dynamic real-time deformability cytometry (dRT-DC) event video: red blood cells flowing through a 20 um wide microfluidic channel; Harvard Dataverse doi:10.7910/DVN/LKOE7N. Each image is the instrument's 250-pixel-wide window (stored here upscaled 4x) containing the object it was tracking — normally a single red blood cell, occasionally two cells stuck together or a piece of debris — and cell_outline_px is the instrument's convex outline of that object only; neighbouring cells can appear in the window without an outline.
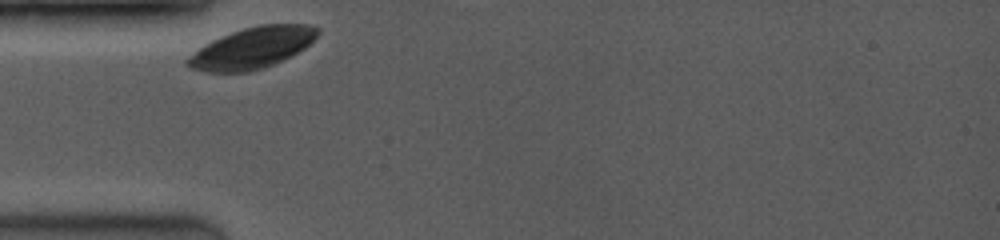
{"species": "common noctule bat (a hibernating species)", "species_latin": "Nyctalus noctula", "temperature_condition": "room temperature", "stored_images_in_passage": 2, "camera_frame_rate_fps": 3500, "um_per_image_px": 0.085, "animal": {"sex": "female", "body_mass_g": 19.0, "forearm_length_mm": 53.3}, "frame": {"image": 1, "passage_image": 1, "time_ms": 0.0, "image_size_px": [1000, 240], "cell_outline_px": [[320, 32], [304, 48], [264, 68], [248, 72], [204, 72], [192, 68], [184, 64], [184, 60], [188, 56], [204, 44], [220, 36], [244, 28], [260, 24], [308, 24], [320, 28]], "centroid_in_image_um": [21.39, 4.07], "position_along_channel_um": 63.6, "area_um2": 31.04}}